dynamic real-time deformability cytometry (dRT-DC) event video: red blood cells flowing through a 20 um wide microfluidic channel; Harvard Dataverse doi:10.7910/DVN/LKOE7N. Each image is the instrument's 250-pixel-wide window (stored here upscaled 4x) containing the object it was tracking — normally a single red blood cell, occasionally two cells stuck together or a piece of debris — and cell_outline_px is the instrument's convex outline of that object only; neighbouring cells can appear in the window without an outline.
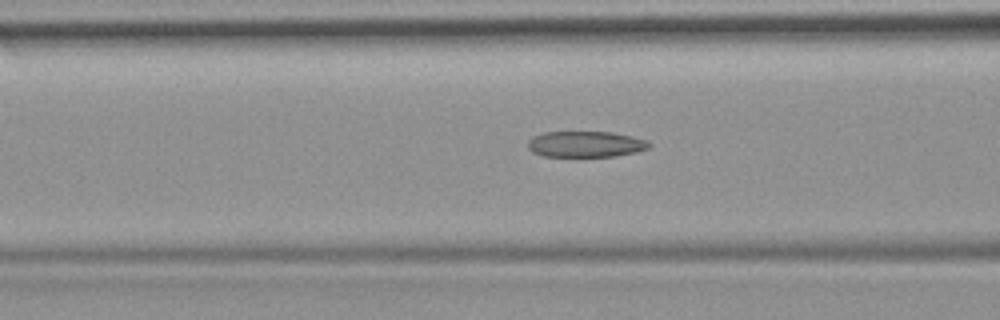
{"species": "common noctule bat (a hibernating species)", "species_latin": "Nyctalus noctula", "temperature_condition": "room temperature", "stored_images_in_passage": 39, "camera_frame_rate_fps": 3000, "um_per_image_px": 0.085, "animal": {"sex": "female", "body_mass_g": 19.9}, "frame": {"image": 1, "passage_image": 16, "time_ms": 5.0, "image_size_px": [1000, 320], "cell_outline_px": [[652, 144], [648, 148], [636, 152], [612, 156], [544, 156], [532, 152], [528, 148], [528, 140], [532, 136], [544, 132], [612, 132], [632, 136], [644, 140]], "centroid_in_image_um": [49.74, 12.25], "position_along_channel_um": 116.9, "area_um2": 18.26}}
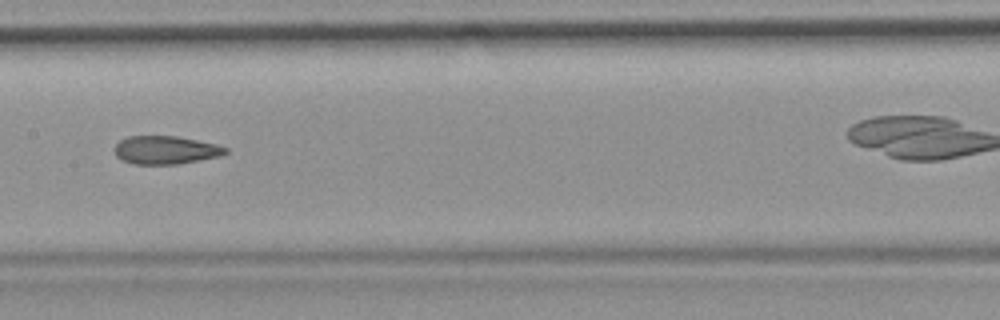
{"frame": {"image": 2, "passage_image": 22, "time_ms": 7.0, "image_size_px": [1000, 320], "cell_outline_px": [[228, 152], [220, 156], [176, 164], [132, 164], [120, 160], [116, 156], [112, 148], [120, 140], [128, 136], [176, 136], [216, 144], [228, 148]], "centroid_in_image_um": [14.02, 12.75], "position_along_channel_um": 193.4, "area_um2": 18.32}}
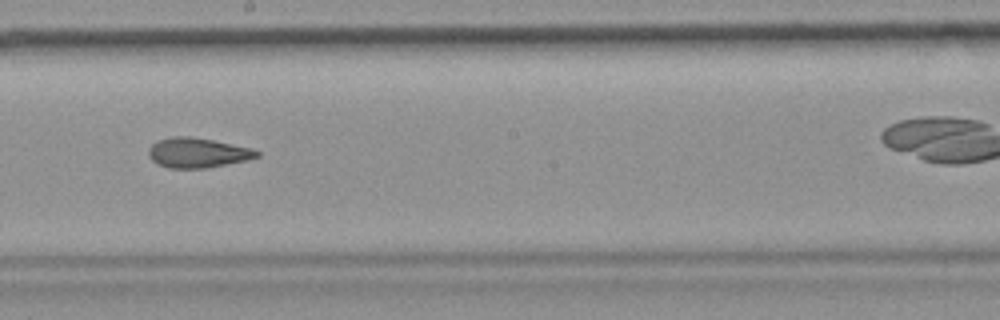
{"frame": {"image": 3, "passage_image": 25, "time_ms": 8.0, "image_size_px": [1000, 320], "cell_outline_px": [[260, 156], [244, 160], [204, 168], [168, 168], [156, 164], [148, 156], [148, 148], [156, 140], [172, 136], [192, 136], [252, 148], [260, 152]], "centroid_in_image_um": [16.73, 12.97], "position_along_channel_um": 231.5, "area_um2": 18.84}}